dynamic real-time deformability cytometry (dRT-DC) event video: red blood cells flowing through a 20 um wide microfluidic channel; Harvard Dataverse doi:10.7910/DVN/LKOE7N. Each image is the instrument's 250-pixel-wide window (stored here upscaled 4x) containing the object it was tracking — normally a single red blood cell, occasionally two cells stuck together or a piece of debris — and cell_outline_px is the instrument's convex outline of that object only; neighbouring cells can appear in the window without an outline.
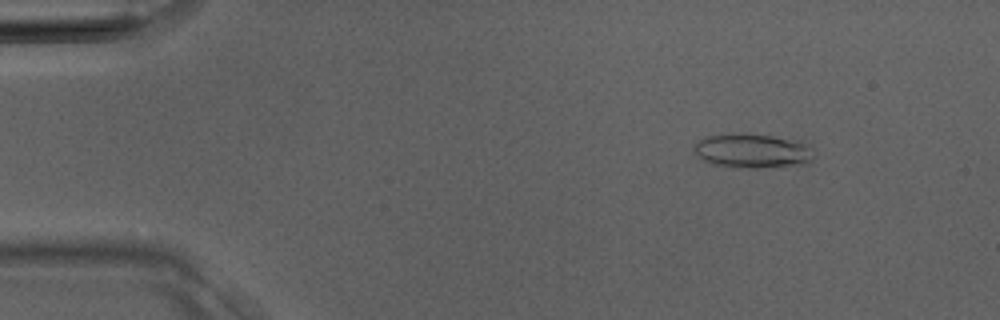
{"species": "Egyptian fruit bat (a non-hibernating species)", "species_latin": "Rousettus aegyptiacus", "temperature_condition": "room temperature", "stored_images_in_passage": 37, "camera_frame_rate_fps": 3000, "um_per_image_px": 0.085, "animal": {"sex": "male"}, "frame": {"image": 1, "passage_image": 5, "time_ms": 1.333, "image_size_px": [1000, 320], "cell_outline_px": [[816, 156], [808, 164], [756, 168], [712, 164], [696, 156], [692, 148], [704, 136], [740, 132], [772, 136], [796, 140], [808, 144]], "centroid_in_image_um": [63.98, 12.81], "position_along_channel_um": 21.0, "area_um2": 24.22}}
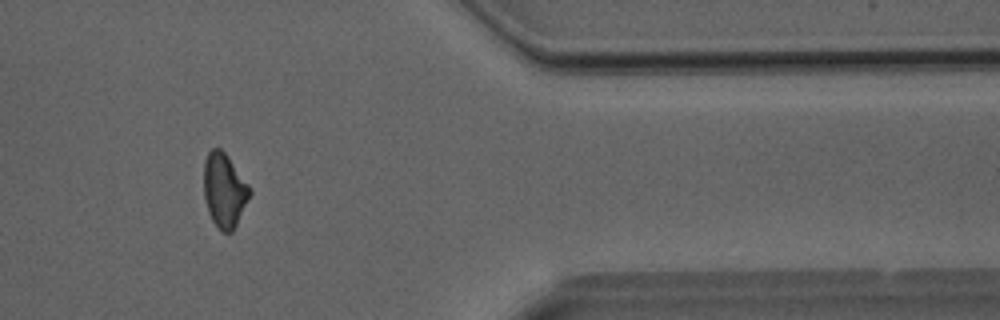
{"frame": {"image": 2, "passage_image": 31, "time_ms": 10.0, "image_size_px": [1000, 320], "cell_outline_px": [[252, 192], [232, 232], [224, 232], [212, 220], [208, 212], [204, 196], [204, 160], [208, 152], [212, 148], [220, 148], [228, 156], [252, 188]], "centroid_in_image_um": [19.07, 16.14], "position_along_channel_um": 392.3, "area_um2": 19.77}}
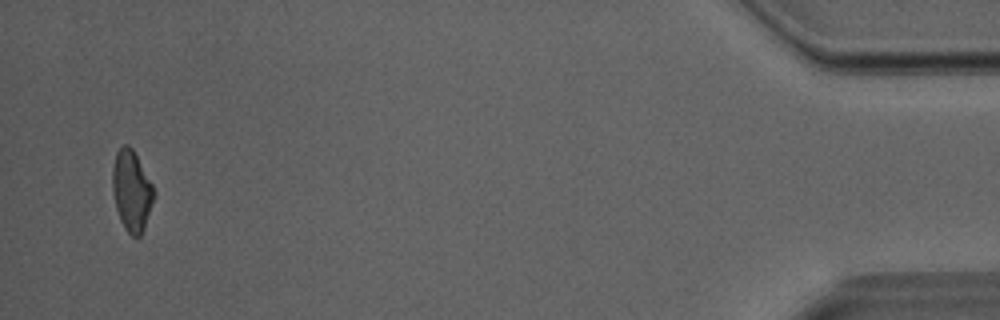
{"frame": {"image": 3, "passage_image": 36, "time_ms": 11.667, "image_size_px": [1000, 320], "cell_outline_px": [[156, 192], [144, 228], [140, 236], [132, 236], [124, 228], [120, 220], [116, 208], [112, 192], [112, 168], [116, 152], [124, 144], [128, 144], [132, 148], [152, 184]], "centroid_in_image_um": [11.17, 16.21], "position_along_channel_um": 424.0, "area_um2": 19.42}}